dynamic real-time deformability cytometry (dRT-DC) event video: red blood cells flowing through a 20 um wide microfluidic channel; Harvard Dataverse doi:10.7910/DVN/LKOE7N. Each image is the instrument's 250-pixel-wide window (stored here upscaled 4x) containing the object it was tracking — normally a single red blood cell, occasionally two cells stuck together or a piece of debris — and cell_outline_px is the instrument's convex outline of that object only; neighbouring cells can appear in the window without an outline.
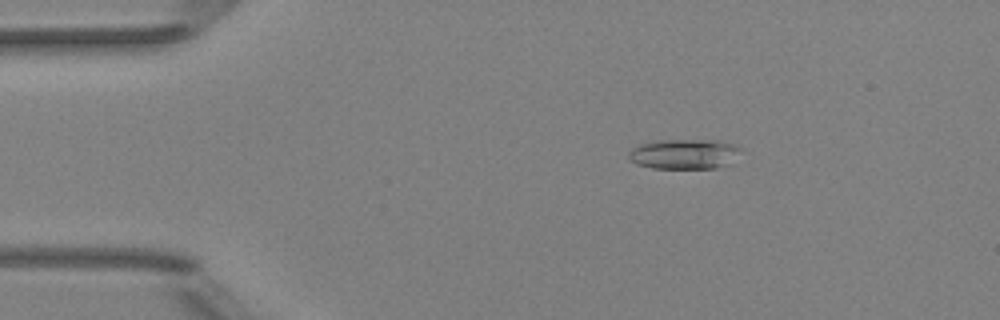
{"species": "Egyptian fruit bat (a non-hibernating species)", "species_latin": "Rousettus aegyptiacus", "temperature_condition": "room temperature", "stored_images_in_passage": 4, "camera_frame_rate_fps": 3000, "um_per_image_px": 0.085, "animal": {"sex": "female"}, "frame": {"image": 1, "passage_image": 3, "time_ms": 2.333, "image_size_px": [1000, 320], "cell_outline_px": [[740, 148], [728, 164], [716, 168], [652, 168], [636, 164], [628, 160], [628, 152], [632, 148], [640, 144], [652, 140], [720, 140], [736, 144]], "centroid_in_image_um": [58.08, 13.08], "position_along_channel_um": 26.9, "area_um2": 19.65}}